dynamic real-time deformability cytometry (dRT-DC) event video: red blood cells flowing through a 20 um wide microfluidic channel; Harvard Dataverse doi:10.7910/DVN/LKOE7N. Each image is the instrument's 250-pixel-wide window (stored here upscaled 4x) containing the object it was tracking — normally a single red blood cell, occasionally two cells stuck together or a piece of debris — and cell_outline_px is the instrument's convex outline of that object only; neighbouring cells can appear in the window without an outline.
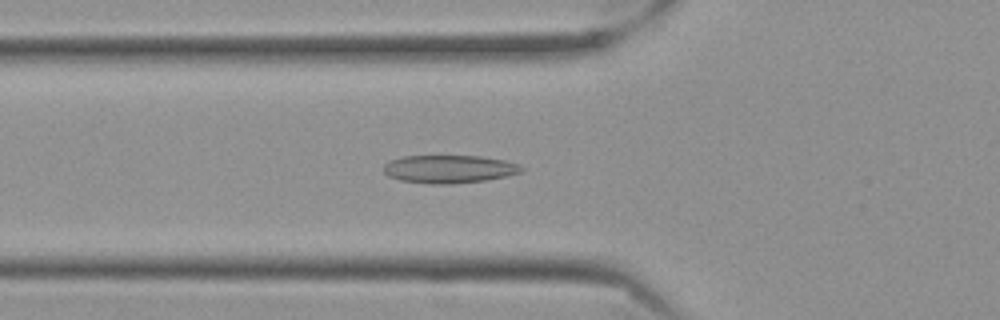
{"species": "Egyptian fruit bat (a non-hibernating species)", "species_latin": "Rousettus aegyptiacus", "temperature_condition": "cold", "stored_images_in_passage": 57, "camera_frame_rate_fps": 3000, "um_per_image_px": 0.085, "frame": {"image": 1, "passage_image": 20, "time_ms": 6.333, "image_size_px": [1000, 320], "cell_outline_px": [[524, 168], [520, 172], [508, 176], [488, 180], [452, 184], [432, 184], [400, 180], [388, 176], [384, 172], [384, 164], [392, 160], [404, 156], [480, 156], [504, 160], [520, 164]], "centroid_in_image_um": [38.21, 14.37], "position_along_channel_um": 87.6, "area_um2": 22.54}}
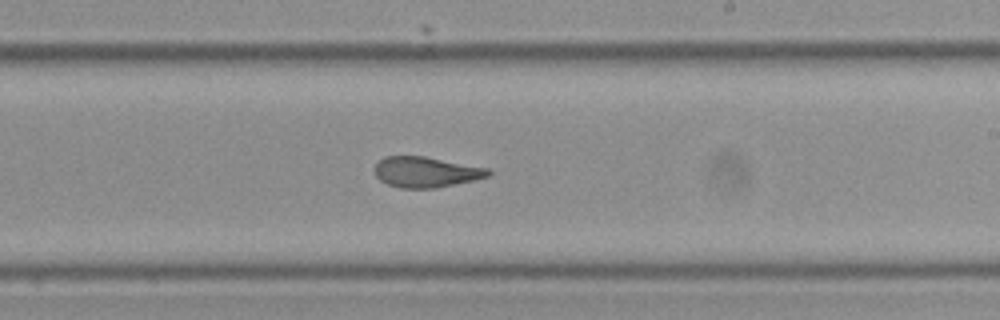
{"frame": {"image": 2, "passage_image": 34, "time_ms": 11.0, "image_size_px": [1000, 320], "cell_outline_px": [[492, 172], [488, 176], [472, 180], [432, 188], [400, 188], [388, 184], [380, 180], [376, 176], [372, 168], [384, 156], [424, 156], [488, 168]], "centroid_in_image_um": [36.15, 14.61], "position_along_channel_um": 252.9, "area_um2": 20.06}}
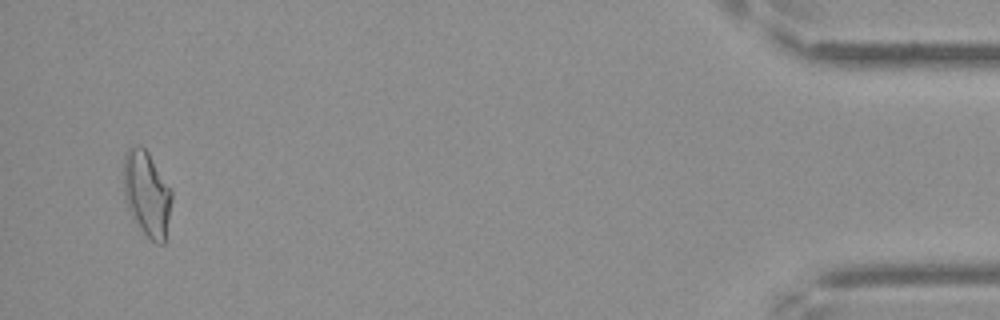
{"frame": {"image": 3, "passage_image": 55, "time_ms": 18.0, "image_size_px": [1000, 320], "cell_outline_px": [[172, 200], [164, 244], [156, 244], [144, 232], [132, 216], [128, 208], [124, 196], [124, 156], [128, 148], [140, 144], [148, 152], [172, 192]], "centroid_in_image_um": [12.48, 16.45], "position_along_channel_um": 422.7, "area_um2": 23.52}, "authors_computed_cell_mechanics": {"area_um2": 21.5016, "velocity_mm_per_s": 3.5175, "shape_relaxation_time_tau1_ms": null, "shape_relaxation_time_tau2_ms": 2.4094, "deformation_change_tau1": null, "deformation_change_tau2": 0.0933}}